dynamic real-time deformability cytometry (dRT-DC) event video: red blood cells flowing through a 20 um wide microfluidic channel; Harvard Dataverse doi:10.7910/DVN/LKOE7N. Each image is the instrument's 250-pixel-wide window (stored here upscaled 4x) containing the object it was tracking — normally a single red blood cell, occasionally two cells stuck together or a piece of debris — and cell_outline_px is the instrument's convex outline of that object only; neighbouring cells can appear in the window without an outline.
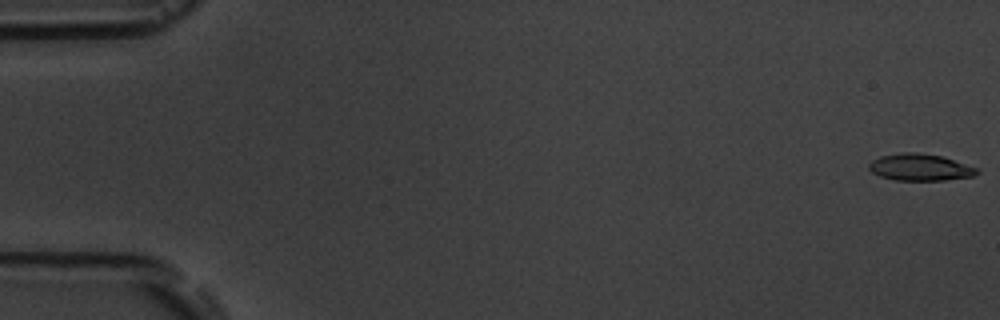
{"species": "common noctule bat (a hibernating species)", "species_latin": "Nyctalus noctula", "temperature_condition": "room temperature", "stored_images_in_passage": 7, "camera_frame_rate_fps": 3000, "um_per_image_px": 0.085, "animal": {"sex": "male", "body_mass_g": 19.5, "forearm_length_mm": 54.6}, "frame": {"image": 1, "passage_image": 1, "time_ms": 0.0, "image_size_px": [1000, 320], "cell_outline_px": [[980, 172], [976, 176], [944, 180], [896, 180], [880, 176], [872, 172], [868, 168], [868, 164], [872, 160], [880, 156], [904, 152], [916, 152], [940, 156], [980, 168]], "centroid_in_image_um": [78.24, 14.22], "position_along_channel_um": 6.8, "area_um2": 16.94}}
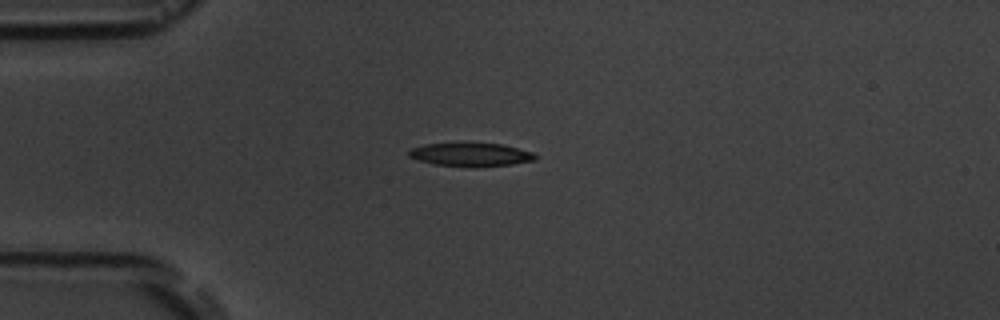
{"frame": {"image": 2, "passage_image": 5, "time_ms": 4.667, "image_size_px": [1000, 320], "cell_outline_px": [[536, 160], [512, 164], [476, 168], [472, 168], [436, 164], [420, 160], [408, 156], [408, 152], [412, 148], [424, 144], [460, 140], [504, 144], [532, 152], [536, 156]], "centroid_in_image_um": [40.0, 13.1], "position_along_channel_um": 45.0, "area_um2": 18.26}}
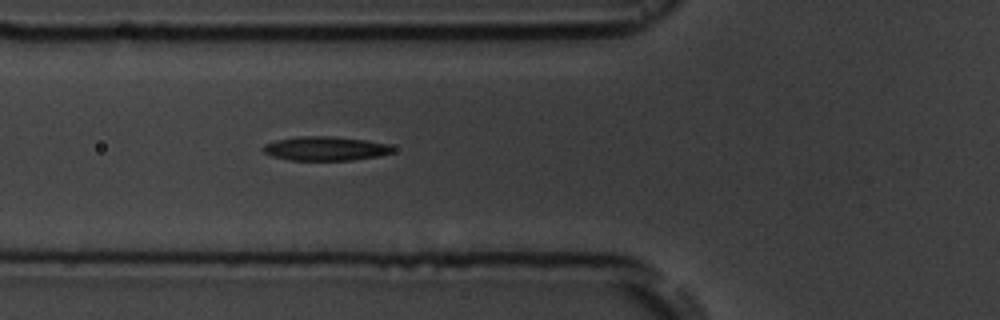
{"frame": {"image": 3, "passage_image": 7, "time_ms": 6.667, "image_size_px": [1000, 320], "cell_outline_px": [[396, 148], [392, 152], [380, 156], [352, 160], [292, 160], [272, 156], [264, 152], [260, 148], [264, 144], [276, 140], [296, 136], [332, 136], [364, 140], [388, 144]], "centroid_in_image_um": [27.65, 12.62], "position_along_channel_um": 98.2, "area_um2": 18.26}}